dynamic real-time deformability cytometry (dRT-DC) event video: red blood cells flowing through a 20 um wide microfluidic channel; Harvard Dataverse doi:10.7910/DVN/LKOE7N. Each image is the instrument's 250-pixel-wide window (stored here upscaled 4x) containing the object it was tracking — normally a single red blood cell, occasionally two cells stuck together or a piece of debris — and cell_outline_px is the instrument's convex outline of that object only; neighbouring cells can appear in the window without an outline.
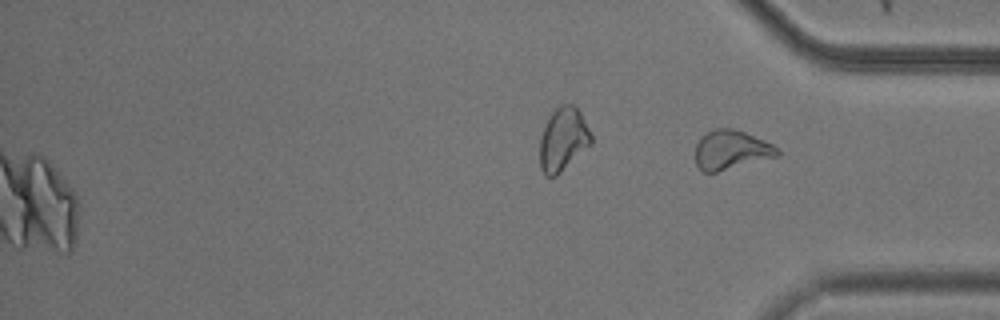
{"species": "common noctule bat (a hibernating species)", "species_latin": "Nyctalus noctula", "temperature_condition": "cold", "stored_images_in_passage": 54, "camera_frame_rate_fps": 3000, "um_per_image_px": 0.085, "animal": {"sex": "male", "body_mass_g": 20.5, "forearm_length_mm": 52.5}, "frame": {"image": 1, "passage_image": 54, "time_ms": 17.667, "image_size_px": [1000, 320], "cell_outline_px": [[780, 156], [716, 172], [704, 172], [696, 164], [696, 144], [712, 128], [732, 128], [744, 132], [764, 140], [780, 148]], "centroid_in_image_um": [62.19, 12.74], "position_along_channel_um": 373.0, "area_um2": 18.67}}